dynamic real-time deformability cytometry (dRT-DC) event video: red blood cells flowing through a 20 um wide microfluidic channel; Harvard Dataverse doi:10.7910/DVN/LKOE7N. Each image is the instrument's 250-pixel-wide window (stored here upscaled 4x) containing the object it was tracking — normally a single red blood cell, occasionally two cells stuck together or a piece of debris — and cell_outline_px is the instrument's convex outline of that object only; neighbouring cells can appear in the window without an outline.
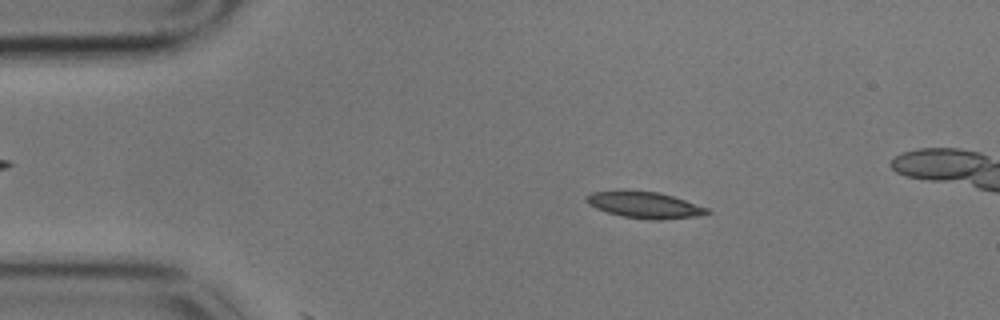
{"species": "common noctule bat (a hibernating species)", "species_latin": "Nyctalus noctula", "temperature_condition": "cold", "stored_images_in_passage": 11, "camera_frame_rate_fps": 3000, "um_per_image_px": 0.085, "animal": {"sex": "male", "body_mass_g": 17.9}, "frame": {"image": 1, "passage_image": 9, "time_ms": 2.667, "image_size_px": [1000, 320], "cell_outline_px": [[712, 212], [696, 216], [660, 220], [648, 220], [620, 216], [596, 208], [588, 204], [584, 200], [584, 196], [592, 192], [660, 192], [708, 208]], "centroid_in_image_um": [54.79, 17.45], "position_along_channel_um": 30.2, "area_um2": 18.15}}